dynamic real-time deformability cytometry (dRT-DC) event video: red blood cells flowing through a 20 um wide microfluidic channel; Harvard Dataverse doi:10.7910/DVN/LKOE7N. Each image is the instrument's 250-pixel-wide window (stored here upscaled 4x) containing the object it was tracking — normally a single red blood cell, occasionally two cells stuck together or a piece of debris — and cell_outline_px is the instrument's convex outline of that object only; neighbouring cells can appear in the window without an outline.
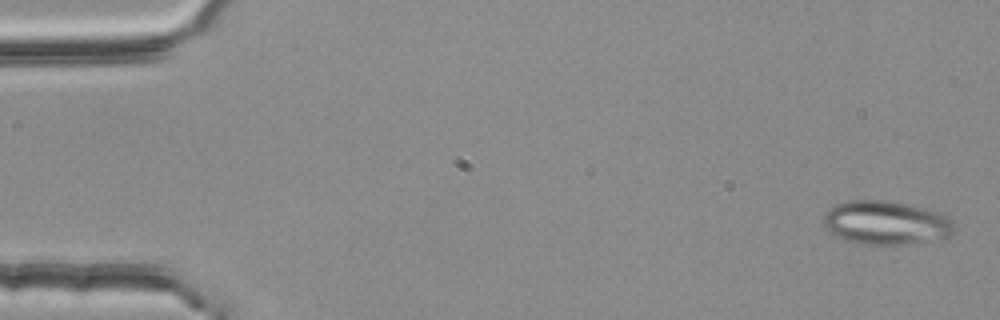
{"species": "common noctule bat (a hibernating species)", "species_latin": "Nyctalus noctula", "temperature_condition": "room temperature", "stored_images_in_passage": 4, "camera_frame_rate_fps": 3000, "um_per_image_px": 0.085, "animal": {"sex": "female", "body_mass_g": 25.1}, "frame": {"image": 1, "passage_image": 1, "time_ms": 0.0, "image_size_px": [1000, 320], "cell_outline_px": [[952, 232], [948, 236], [904, 244], [868, 244], [844, 240], [828, 232], [824, 228], [824, 216], [836, 204], [848, 200], [884, 200], [904, 204], [936, 212], [948, 216], [952, 220]], "centroid_in_image_um": [75.23, 18.93], "position_along_channel_um": 9.8, "area_um2": 32.54}}